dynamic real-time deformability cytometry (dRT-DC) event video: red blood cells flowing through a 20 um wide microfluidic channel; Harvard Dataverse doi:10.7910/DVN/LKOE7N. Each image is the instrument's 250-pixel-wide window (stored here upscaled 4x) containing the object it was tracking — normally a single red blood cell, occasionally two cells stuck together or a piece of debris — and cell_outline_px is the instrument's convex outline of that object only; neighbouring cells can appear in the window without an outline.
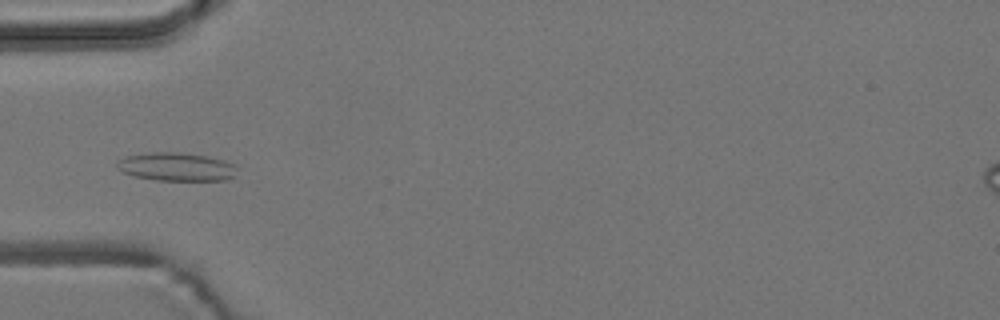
{"species": "common noctule bat (a hibernating species)", "species_latin": "Nyctalus noctula", "temperature_condition": "room temperature", "stored_images_in_passage": 5, "camera_frame_rate_fps": 3000, "um_per_image_px": 0.085, "animal": {"sex": "male", "body_mass_g": 19.2, "forearm_length_mm": 51.8}, "frame": {"image": 1, "passage_image": 5, "time_ms": 4.333, "image_size_px": [1000, 320], "cell_outline_px": [[236, 168], [232, 176], [228, 180], [156, 180], [132, 176], [116, 168], [116, 164], [120, 160], [128, 156], [152, 152], [176, 152], [204, 156], [224, 160], [236, 164]], "centroid_in_image_um": [14.98, 14.18], "position_along_channel_um": 70.0, "area_um2": 19.59}}